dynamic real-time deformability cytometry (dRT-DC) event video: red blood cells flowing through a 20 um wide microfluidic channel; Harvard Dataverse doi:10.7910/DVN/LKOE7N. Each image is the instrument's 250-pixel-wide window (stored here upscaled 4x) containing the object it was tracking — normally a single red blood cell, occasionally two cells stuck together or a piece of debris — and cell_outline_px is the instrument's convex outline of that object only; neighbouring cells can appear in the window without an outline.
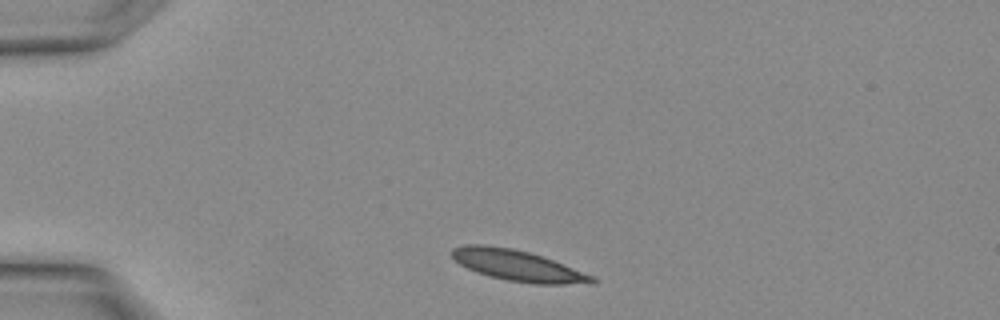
{"species": "Egyptian fruit bat (a non-hibernating species)", "species_latin": "Rousettus aegyptiacus", "temperature_condition": "warm", "stored_images_in_passage": 2, "camera_frame_rate_fps": 3000, "um_per_image_px": 0.085, "animal": {"sex": "female"}, "frame": {"image": 1, "passage_image": 1, "time_ms": 0.0, "image_size_px": [1000, 320], "cell_outline_px": [[596, 280], [592, 284], [536, 284], [508, 280], [476, 272], [460, 264], [448, 252], [452, 248], [464, 244], [484, 244], [512, 248], [528, 252], [552, 260], [596, 276]], "centroid_in_image_um": [44.0, 22.56], "position_along_channel_um": 41.0, "area_um2": 25.2}}